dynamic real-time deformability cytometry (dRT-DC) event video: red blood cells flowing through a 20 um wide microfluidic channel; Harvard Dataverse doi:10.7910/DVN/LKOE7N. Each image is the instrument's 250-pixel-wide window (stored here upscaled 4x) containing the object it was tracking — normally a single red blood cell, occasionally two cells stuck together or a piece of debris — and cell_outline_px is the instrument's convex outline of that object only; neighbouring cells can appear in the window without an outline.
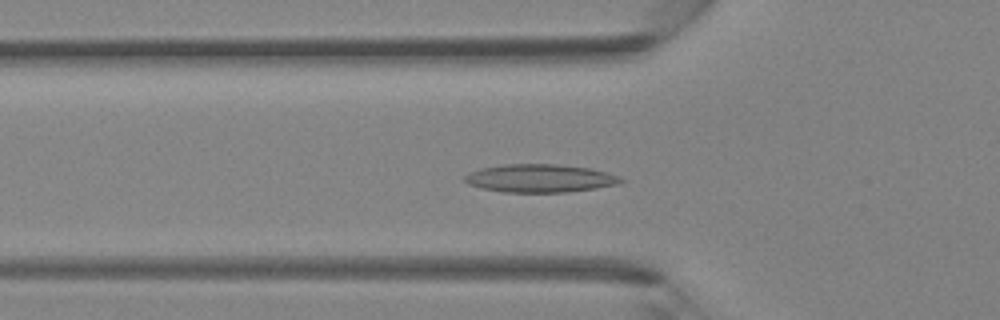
{"species": "Egyptian fruit bat (a non-hibernating species)", "species_latin": "Rousettus aegyptiacus", "temperature_condition": "room temperature", "stored_images_in_passage": 42, "camera_frame_rate_fps": 3000, "um_per_image_px": 0.085, "animal": {"sex": "female"}, "frame": {"image": 1, "passage_image": 14, "time_ms": 4.333, "image_size_px": [1000, 320], "cell_outline_px": [[624, 180], [620, 184], [596, 188], [568, 192], [504, 192], [484, 188], [468, 184], [464, 180], [464, 176], [480, 168], [504, 164], [556, 164], [592, 168], [608, 172], [620, 176]], "centroid_in_image_um": [45.96, 15.15], "position_along_channel_um": 79.8, "area_um2": 25.61}}
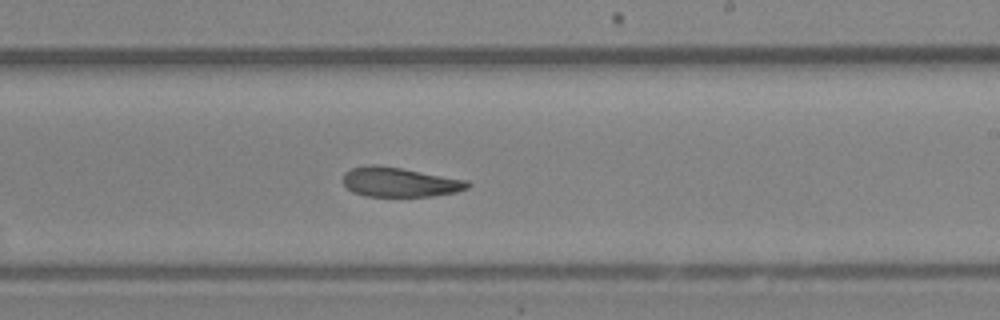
{"frame": {"image": 2, "passage_image": 25, "time_ms": 8.0, "image_size_px": [1000, 320], "cell_outline_px": [[472, 184], [468, 188], [456, 192], [432, 196], [368, 196], [352, 192], [344, 184], [344, 172], [352, 168], [372, 164], [376, 164], [400, 168], [468, 180]], "centroid_in_image_um": [33.99, 15.48], "position_along_channel_um": 255.0, "area_um2": 21.33}}
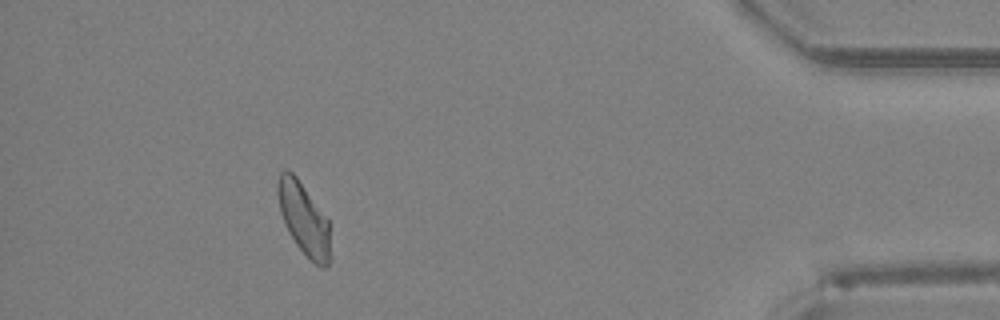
{"frame": {"image": 3, "passage_image": 38, "time_ms": 12.333, "image_size_px": [1000, 320], "cell_outline_px": [[328, 268], [320, 268], [296, 244], [288, 232], [284, 224], [280, 212], [276, 192], [276, 188], [280, 172], [284, 168], [292, 172], [296, 176], [328, 220]], "centroid_in_image_um": [25.76, 18.55], "position_along_channel_um": 409.4, "area_um2": 21.62}}